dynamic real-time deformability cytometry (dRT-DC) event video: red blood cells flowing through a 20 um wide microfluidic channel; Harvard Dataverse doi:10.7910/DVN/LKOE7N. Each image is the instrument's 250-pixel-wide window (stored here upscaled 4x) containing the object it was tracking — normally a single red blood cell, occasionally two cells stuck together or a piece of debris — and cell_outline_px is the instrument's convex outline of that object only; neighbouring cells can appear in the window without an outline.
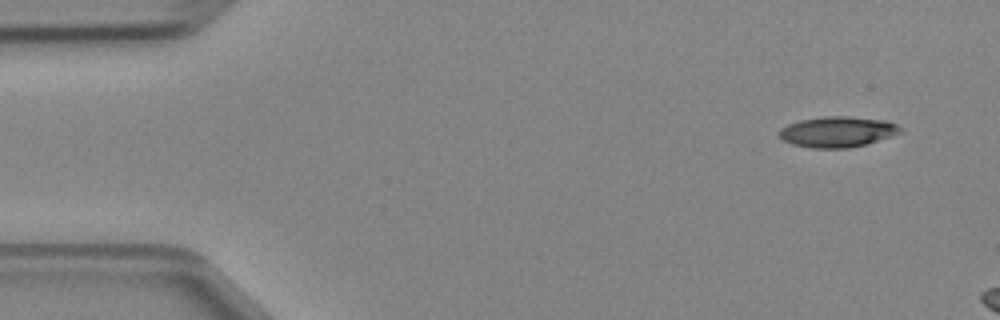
{"species": "Egyptian fruit bat (a non-hibernating species)", "species_latin": "Rousettus aegyptiacus", "temperature_condition": "cold", "stored_images_in_passage": 3, "camera_frame_rate_fps": 3000, "um_per_image_px": 0.085, "animal": {"sex": "female"}, "frame": {"image": 1, "passage_image": 1, "time_ms": 0.0, "image_size_px": [1000, 320], "cell_outline_px": [[904, 132], [864, 144], [848, 148], [812, 148], [792, 144], [784, 140], [776, 132], [780, 128], [788, 124], [800, 120], [824, 116], [848, 116], [888, 120], [896, 124]], "centroid_in_image_um": [71.17, 11.19], "position_along_channel_um": 13.8, "area_um2": 21.68}}